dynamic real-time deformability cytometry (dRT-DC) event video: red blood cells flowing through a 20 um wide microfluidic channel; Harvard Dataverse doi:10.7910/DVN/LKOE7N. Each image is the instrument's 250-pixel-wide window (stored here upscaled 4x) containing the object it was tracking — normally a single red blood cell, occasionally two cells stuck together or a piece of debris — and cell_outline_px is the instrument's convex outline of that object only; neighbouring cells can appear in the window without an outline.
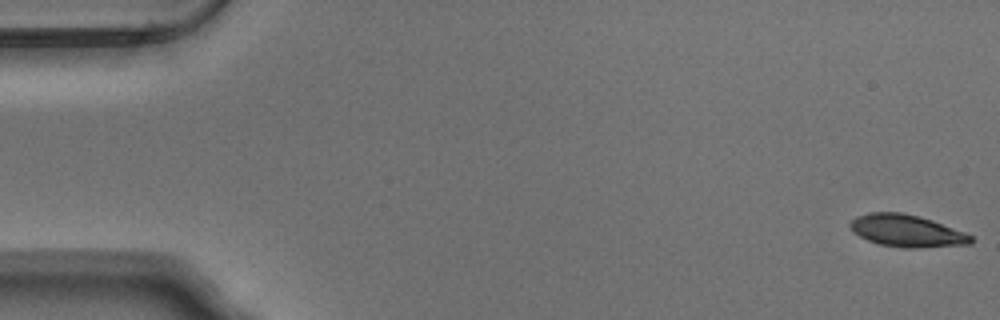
{"species": "Egyptian fruit bat (a non-hibernating species)", "species_latin": "Rousettus aegyptiacus", "temperature_condition": "warm", "stored_images_in_passage": 53, "camera_frame_rate_fps": 3000, "um_per_image_px": 0.085, "animal": {"sex": "male"}, "frame": {"image": 1, "passage_image": 1, "time_ms": 0.0, "image_size_px": [1000, 320], "cell_outline_px": [[972, 244], [920, 248], [904, 248], [880, 244], [868, 240], [852, 232], [848, 224], [856, 216], [868, 212], [900, 212], [920, 216], [932, 220], [964, 232], [972, 236]], "centroid_in_image_um": [77.05, 19.62], "position_along_channel_um": 7.9, "area_um2": 22.72}}
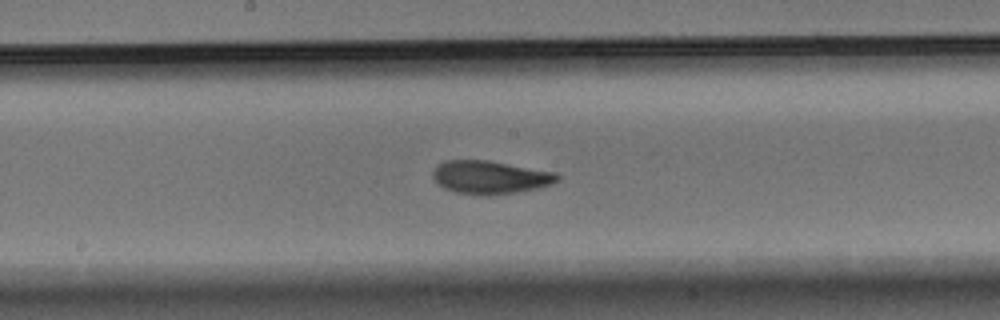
{"frame": {"image": 2, "passage_image": 28, "time_ms": 9.0, "image_size_px": [1000, 320], "cell_outline_px": [[560, 180], [552, 184], [540, 188], [516, 192], [484, 196], [480, 196], [456, 192], [444, 188], [432, 176], [432, 172], [436, 164], [444, 160], [488, 160], [556, 172], [560, 176]], "centroid_in_image_um": [41.68, 15.06], "position_along_channel_um": 206.5, "area_um2": 24.33}}
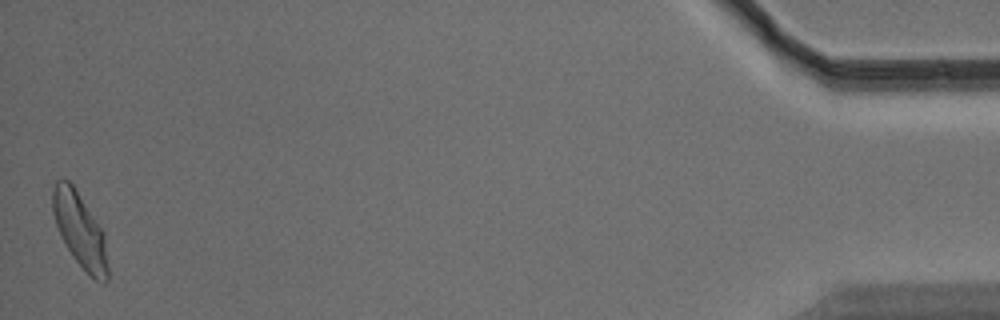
{"frame": {"image": 3, "passage_image": 53, "time_ms": 17.333, "image_size_px": [1000, 320], "cell_outline_px": [[108, 280], [104, 284], [88, 276], [72, 256], [60, 236], [52, 212], [52, 188], [56, 180], [68, 180], [72, 184], [104, 232], [108, 264]], "centroid_in_image_um": [6.79, 19.62], "position_along_channel_um": 428.4, "area_um2": 24.1}, "authors_computed_cell_mechanics": {"area_um2": 23.5246, "velocity_mm_per_s": 3.7737, "shape_relaxation_time_tau1_ms": 3.2908, "shape_relaxation_time_tau2_ms": 1.5856, "deformation_change_tau1": 0.1564, "deformation_change_tau2": 0.0729}}